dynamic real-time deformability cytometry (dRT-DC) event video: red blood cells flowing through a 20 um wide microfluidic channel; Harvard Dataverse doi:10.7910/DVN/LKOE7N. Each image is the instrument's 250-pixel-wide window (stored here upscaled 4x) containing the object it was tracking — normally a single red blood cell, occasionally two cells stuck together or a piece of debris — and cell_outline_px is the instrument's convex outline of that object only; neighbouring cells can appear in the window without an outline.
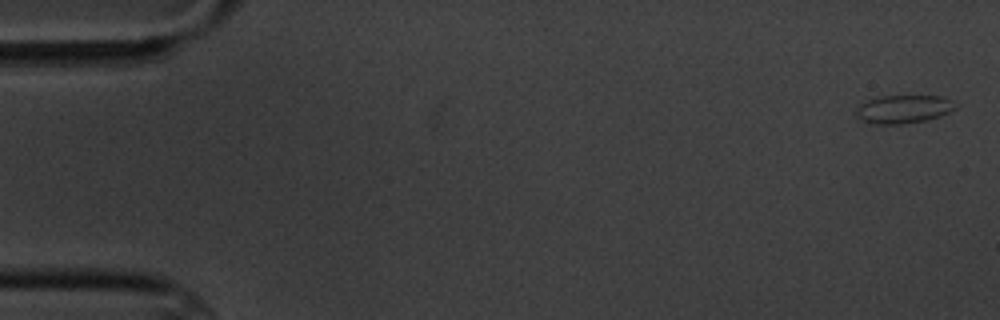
{"species": "common noctule bat (a hibernating species)", "species_latin": "Nyctalus noctula", "temperature_condition": "cold", "stored_images_in_passage": 9, "camera_frame_rate_fps": 3000, "um_per_image_px": 0.085, "animal": {"sex": "male", "body_mass_g": 20.1, "forearm_length_mm": 53.5}, "frame": {"image": 1, "passage_image": 1, "time_ms": 0.0, "image_size_px": [1000, 320], "cell_outline_px": [[956, 108], [940, 116], [928, 120], [904, 124], [876, 124], [864, 120], [856, 116], [856, 108], [860, 104], [868, 100], [884, 96], [944, 96], [952, 100], [956, 104]], "centroid_in_image_um": [76.83, 9.28], "position_along_channel_um": 8.2, "area_um2": 16.3}}
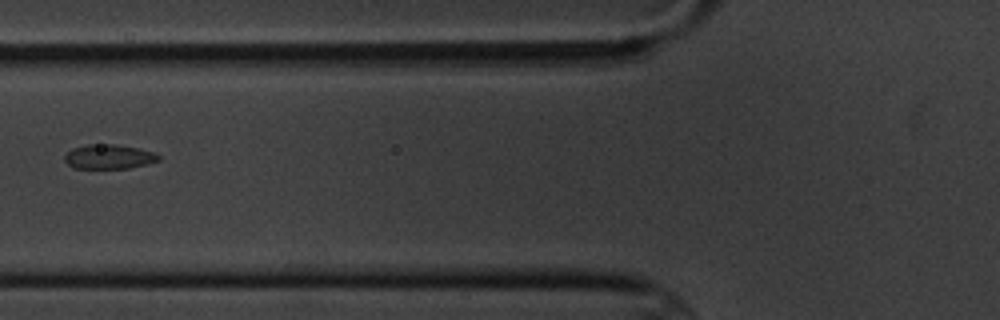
{"frame": {"image": 2, "passage_image": 7, "time_ms": 7.0, "image_size_px": [1000, 320], "cell_outline_px": [[160, 160], [148, 164], [128, 168], [72, 168], [64, 160], [64, 156], [72, 148], [88, 144], [116, 144], [156, 152], [160, 156]], "centroid_in_image_um": [9.27, 13.32], "position_along_channel_um": 116.5, "area_um2": 13.47}}
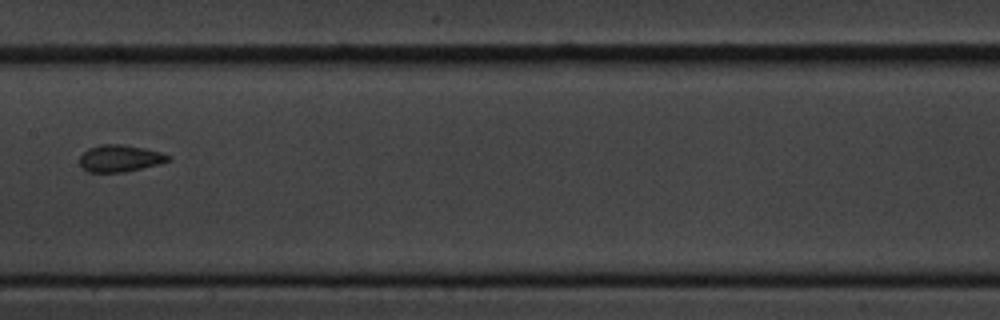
{"frame": {"image": 3, "passage_image": 9, "time_ms": 9.333, "image_size_px": [1000, 320], "cell_outline_px": [[172, 160], [160, 164], [124, 172], [88, 172], [80, 164], [80, 156], [88, 148], [100, 144], [120, 144], [144, 148], [160, 152], [172, 156]], "centroid_in_image_um": [10.23, 13.46], "position_along_channel_um": 197.2, "area_um2": 13.93}}